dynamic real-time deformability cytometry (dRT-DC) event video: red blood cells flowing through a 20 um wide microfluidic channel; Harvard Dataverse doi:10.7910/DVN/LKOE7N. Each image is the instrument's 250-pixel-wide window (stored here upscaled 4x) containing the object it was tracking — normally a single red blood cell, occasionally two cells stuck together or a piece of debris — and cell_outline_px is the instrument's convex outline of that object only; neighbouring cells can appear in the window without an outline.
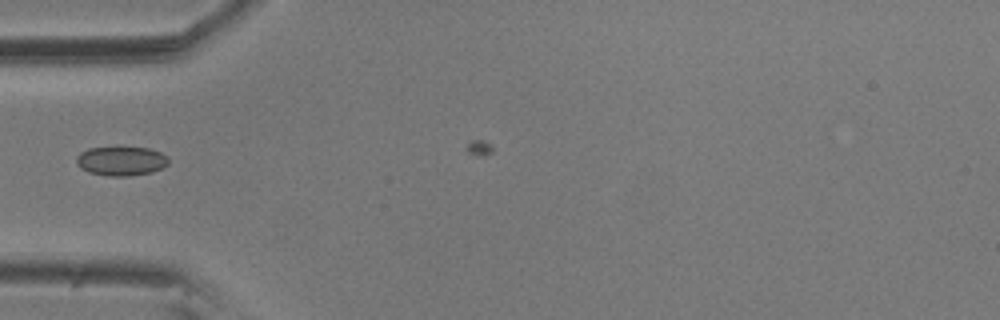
{"species": "common noctule bat (a hibernating species)", "species_latin": "Nyctalus noctula", "temperature_condition": "room temperature", "stored_images_in_passage": 2, "camera_frame_rate_fps": 3000, "um_per_image_px": 0.085, "animal": {"sex": "male", "body_mass_g": 20.5, "forearm_length_mm": 52.5}, "frame": {"image": 1, "passage_image": 1, "time_ms": 0.0, "image_size_px": [1000, 320], "cell_outline_px": [[168, 164], [152, 172], [128, 176], [108, 176], [88, 172], [80, 168], [76, 164], [76, 156], [80, 152], [88, 148], [116, 144], [148, 148], [160, 152], [168, 156]], "centroid_in_image_um": [10.25, 13.63], "position_along_channel_um": 74.7, "area_um2": 16.47}}